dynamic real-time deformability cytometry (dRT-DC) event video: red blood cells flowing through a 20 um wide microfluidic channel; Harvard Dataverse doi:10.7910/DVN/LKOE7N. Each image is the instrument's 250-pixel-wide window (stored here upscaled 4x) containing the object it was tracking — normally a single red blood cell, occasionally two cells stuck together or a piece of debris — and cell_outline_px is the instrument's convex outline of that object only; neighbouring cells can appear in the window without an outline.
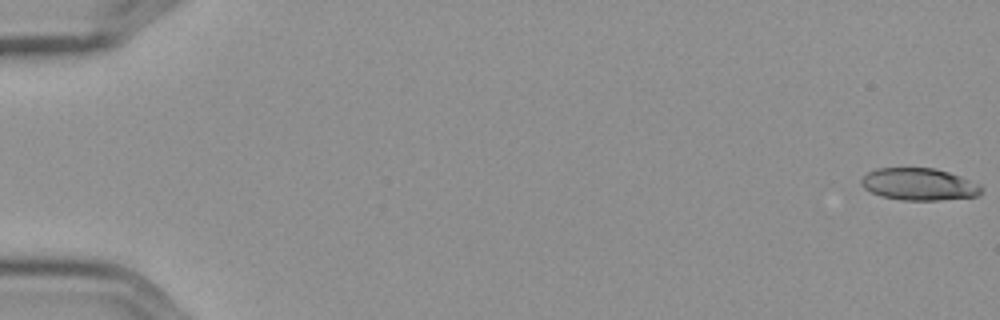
{"species": "Egyptian fruit bat (a non-hibernating species)", "species_latin": "Rousettus aegyptiacus", "temperature_condition": "cold", "stored_images_in_passage": 3, "segment_of_instrument_passage": [2, 2], "camera_frame_rate_fps": 3000, "um_per_image_px": 0.085, "frame": {"image": 1, "passage_image": 3, "time_ms": 0.667, "image_size_px": [1000, 320], "cell_outline_px": [[980, 196], [940, 200], [900, 200], [880, 196], [864, 188], [860, 184], [860, 180], [868, 172], [876, 168], [936, 168], [960, 176], [980, 184]], "centroid_in_image_um": [78.1, 15.66], "position_along_channel_um": 6.9, "area_um2": 22.54}}